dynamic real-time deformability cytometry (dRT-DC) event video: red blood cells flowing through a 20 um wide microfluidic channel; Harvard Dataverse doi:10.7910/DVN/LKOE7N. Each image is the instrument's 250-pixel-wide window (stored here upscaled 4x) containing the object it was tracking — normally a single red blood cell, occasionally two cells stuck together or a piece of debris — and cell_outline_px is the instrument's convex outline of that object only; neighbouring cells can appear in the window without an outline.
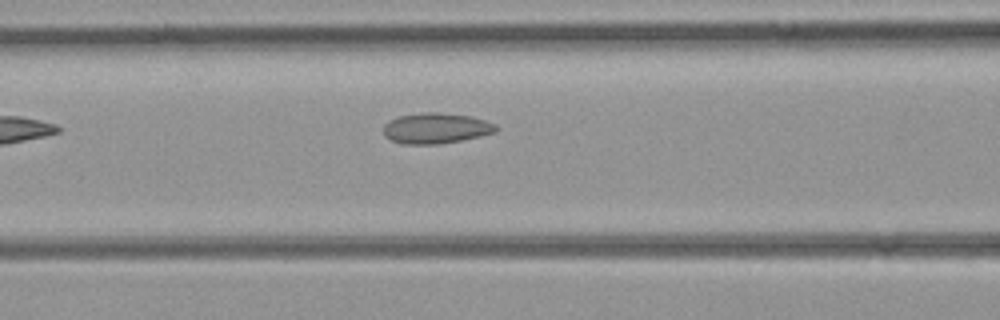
{"species": "common noctule bat (a hibernating species)", "species_latin": "Nyctalus noctula", "temperature_condition": "room temperature", "stored_images_in_passage": 20, "camera_frame_rate_fps": 3000, "um_per_image_px": 0.085, "animal": {"sex": "female", "body_mass_g": 21.9}, "frame": {"image": 1, "passage_image": 6, "time_ms": 1.667, "image_size_px": [1000, 320], "cell_outline_px": [[496, 132], [480, 136], [440, 144], [404, 144], [392, 140], [384, 136], [384, 124], [388, 120], [400, 116], [428, 112], [440, 112], [472, 116], [496, 124]], "centroid_in_image_um": [37.05, 10.9], "position_along_channel_um": 129.6, "area_um2": 20.0}}